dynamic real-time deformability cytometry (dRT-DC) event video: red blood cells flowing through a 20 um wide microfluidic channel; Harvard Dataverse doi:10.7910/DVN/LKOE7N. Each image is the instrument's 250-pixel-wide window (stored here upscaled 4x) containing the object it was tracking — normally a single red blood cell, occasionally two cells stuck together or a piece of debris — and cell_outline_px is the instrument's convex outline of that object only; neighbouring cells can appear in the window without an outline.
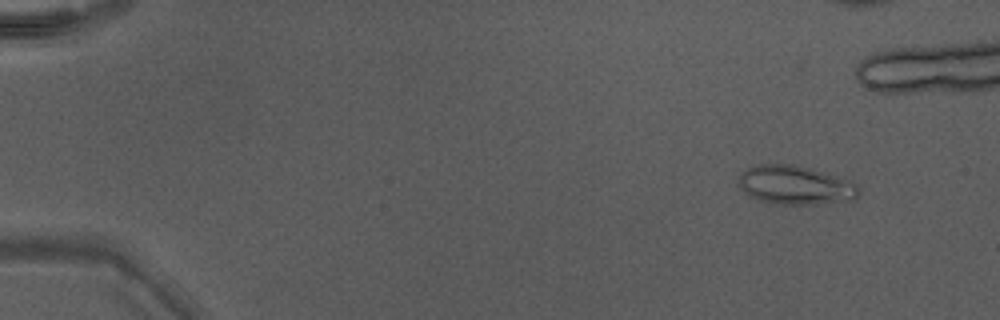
{"species": "Egyptian fruit bat (a non-hibernating species)", "species_latin": "Rousettus aegyptiacus", "temperature_condition": "warm", "stored_images_in_passage": 50, "camera_frame_rate_fps": 3000, "um_per_image_px": 0.085, "animal": {"sex": "male"}, "frame": {"image": 1, "passage_image": 5, "time_ms": 1.333, "image_size_px": [1000, 320], "cell_outline_px": [[860, 196], [856, 200], [816, 204], [776, 204], [756, 200], [744, 192], [736, 184], [740, 176], [748, 168], [756, 164], [792, 164], [808, 168], [852, 180], [860, 188]], "centroid_in_image_um": [67.63, 15.75], "position_along_channel_um": 17.4, "area_um2": 27.57}}
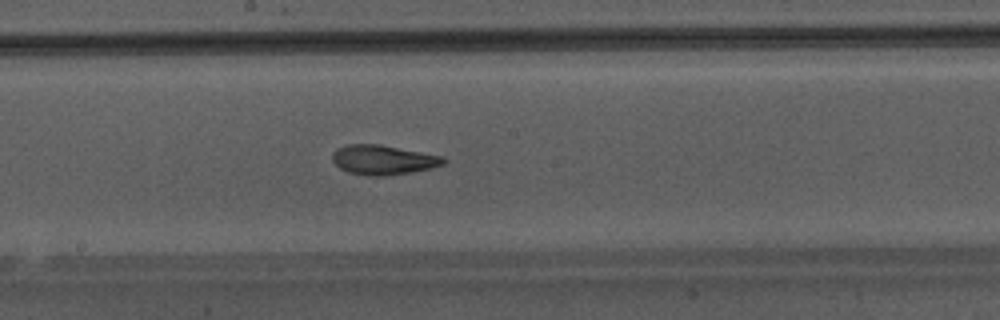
{"frame": {"image": 2, "passage_image": 28, "time_ms": 9.0, "image_size_px": [1000, 320], "cell_outline_px": [[448, 160], [444, 164], [432, 168], [412, 172], [388, 176], [368, 176], [348, 172], [340, 168], [332, 160], [332, 152], [348, 144], [380, 144], [444, 156]], "centroid_in_image_um": [32.61, 13.59], "position_along_channel_um": 215.6, "area_um2": 19.36}}
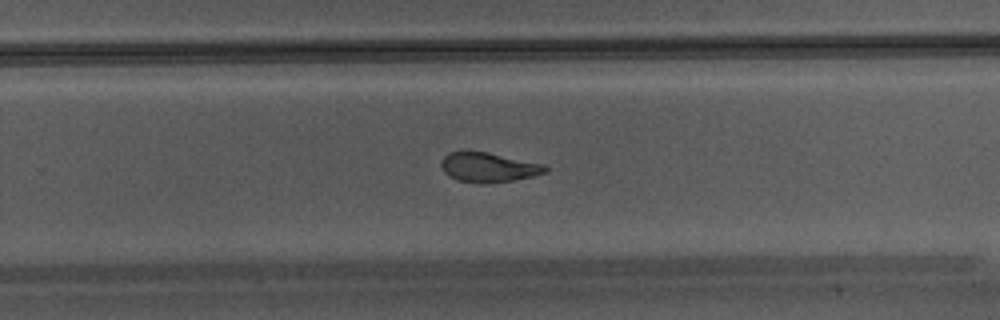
{"frame": {"image": 3, "passage_image": 33, "time_ms": 10.667, "image_size_px": [1000, 320], "cell_outline_px": [[548, 172], [532, 176], [512, 180], [484, 184], [480, 184], [456, 180], [448, 176], [444, 172], [440, 164], [440, 160], [448, 152], [488, 152], [544, 164], [548, 168]], "centroid_in_image_um": [41.5, 14.23], "position_along_channel_um": 288.3, "area_um2": 18.03}}